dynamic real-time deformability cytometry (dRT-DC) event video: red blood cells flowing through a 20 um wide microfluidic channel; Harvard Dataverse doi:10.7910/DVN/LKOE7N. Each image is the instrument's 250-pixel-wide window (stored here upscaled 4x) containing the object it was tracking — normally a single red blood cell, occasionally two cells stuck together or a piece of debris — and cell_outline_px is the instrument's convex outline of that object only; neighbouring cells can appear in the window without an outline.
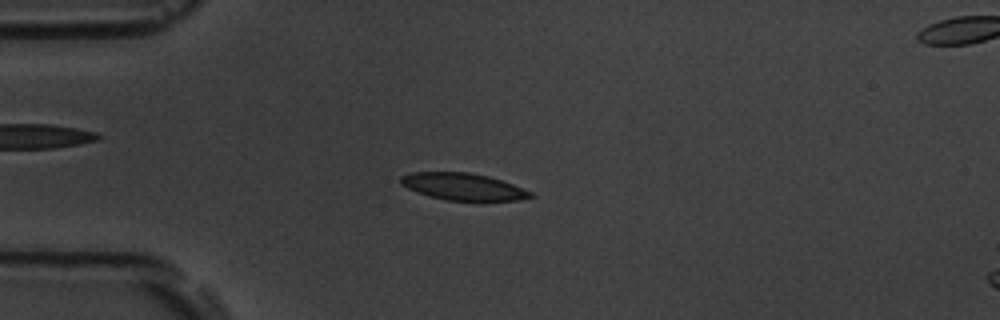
{"species": "common noctule bat (a hibernating species)", "species_latin": "Nyctalus noctula", "temperature_condition": "room temperature", "stored_images_in_passage": 55, "camera_frame_rate_fps": 3000, "um_per_image_px": 0.085, "animal": {"sex": "male", "body_mass_g": 19.5, "forearm_length_mm": 54.6}, "frame": {"image": 1, "passage_image": 14, "time_ms": 4.333, "image_size_px": [1000, 320], "cell_outline_px": [[536, 196], [520, 200], [444, 200], [428, 196], [416, 192], [400, 184], [400, 176], [412, 172], [468, 172], [488, 176], [512, 184], [532, 192]], "centroid_in_image_um": [39.34, 15.86], "position_along_channel_um": 45.7, "area_um2": 20.35}}
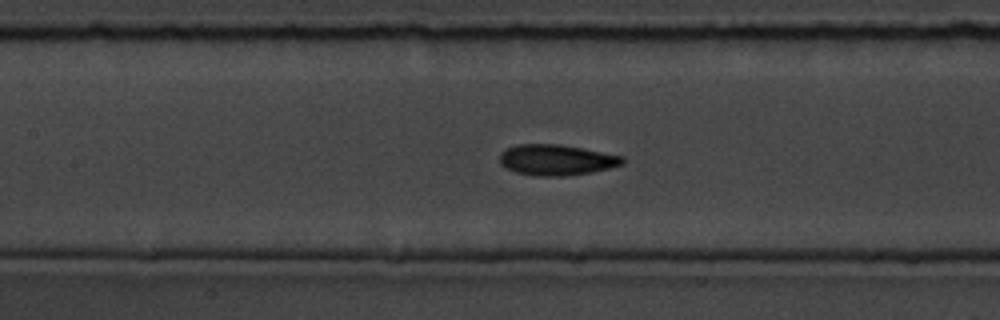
{"frame": {"image": 2, "passage_image": 25, "time_ms": 8.0, "image_size_px": [1000, 320], "cell_outline_px": [[624, 164], [592, 172], [560, 176], [536, 176], [516, 172], [504, 168], [500, 164], [500, 152], [508, 148], [520, 144], [560, 144], [624, 156]], "centroid_in_image_um": [47.28, 13.59], "position_along_channel_um": 160.1, "area_um2": 21.96}}
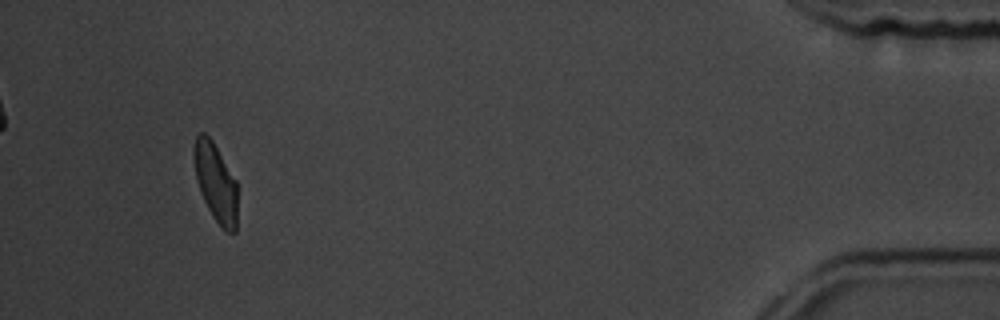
{"frame": {"image": 3, "passage_image": 52, "time_ms": 17.0, "image_size_px": [1000, 320], "cell_outline_px": [[236, 232], [224, 232], [212, 216], [200, 192], [196, 176], [192, 156], [192, 148], [196, 136], [200, 132], [204, 132], [212, 140], [236, 180]], "centroid_in_image_um": [18.3, 15.49], "position_along_channel_um": 416.9, "area_um2": 19.94}, "authors_computed_cell_mechanics": {"area_um2": 21.2704, "velocity_mm_per_s": 3.6433, "shape_relaxation_time_tau1_ms": 3.0995, "shape_relaxation_time_tau2_ms": 1.8578, "deformation_change_tau1": 0.1295, "deformation_change_tau2": 0.0782}}